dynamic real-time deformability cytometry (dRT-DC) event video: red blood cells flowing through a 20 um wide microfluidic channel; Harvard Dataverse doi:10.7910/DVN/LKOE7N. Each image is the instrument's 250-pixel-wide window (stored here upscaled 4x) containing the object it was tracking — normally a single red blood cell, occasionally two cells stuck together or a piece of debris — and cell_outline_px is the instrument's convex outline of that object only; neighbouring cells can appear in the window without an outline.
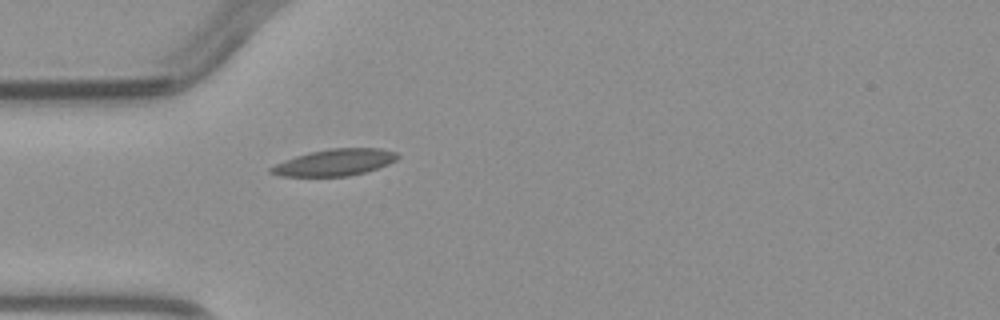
{"species": "common noctule bat (a hibernating species)", "species_latin": "Nyctalus noctula", "temperature_condition": "warm", "stored_images_in_passage": 2, "camera_frame_rate_fps": 3000, "um_per_image_px": 0.085, "animal": {"sex": "male", "body_mass_g": 23.1, "forearm_length_mm": 52.7}, "frame": {"image": 1, "passage_image": 2, "time_ms": 1.333, "image_size_px": [1000, 320], "cell_outline_px": [[400, 156], [396, 160], [388, 164], [364, 172], [348, 176], [280, 176], [268, 172], [268, 168], [284, 160], [308, 152], [332, 148], [380, 148], [396, 152]], "centroid_in_image_um": [28.43, 13.8], "position_along_channel_um": 56.6, "area_um2": 19.59}}